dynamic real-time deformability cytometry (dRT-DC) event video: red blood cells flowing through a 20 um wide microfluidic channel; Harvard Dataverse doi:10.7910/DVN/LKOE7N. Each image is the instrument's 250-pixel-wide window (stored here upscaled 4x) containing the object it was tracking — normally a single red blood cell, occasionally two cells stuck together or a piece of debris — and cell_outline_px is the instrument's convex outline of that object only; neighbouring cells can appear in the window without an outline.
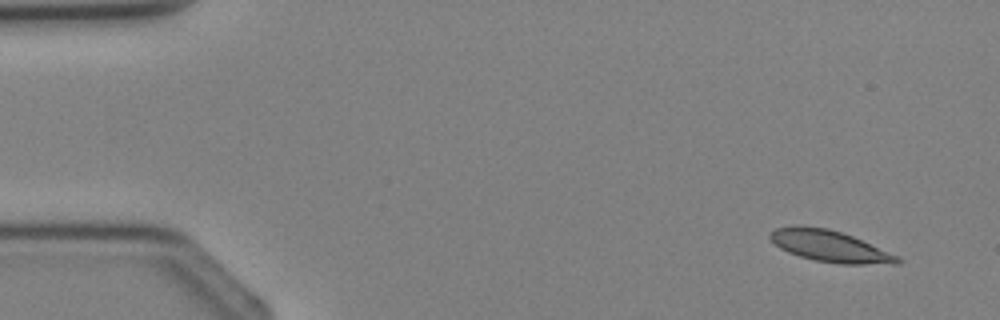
{"species": "Egyptian fruit bat (a non-hibernating species)", "species_latin": "Rousettus aegyptiacus", "temperature_condition": "cold", "stored_images_in_passage": 3, "camera_frame_rate_fps": 3000, "um_per_image_px": 0.085, "animal": {"sex": "female"}, "frame": {"image": 1, "passage_image": 1, "time_ms": 0.0, "image_size_px": [1000, 320], "cell_outline_px": [[900, 264], [840, 264], [816, 260], [800, 256], [788, 252], [780, 248], [768, 236], [776, 228], [804, 224], [828, 228], [852, 236], [900, 256]], "centroid_in_image_um": [70.55, 20.91], "position_along_channel_um": 14.4, "area_um2": 23.29}}